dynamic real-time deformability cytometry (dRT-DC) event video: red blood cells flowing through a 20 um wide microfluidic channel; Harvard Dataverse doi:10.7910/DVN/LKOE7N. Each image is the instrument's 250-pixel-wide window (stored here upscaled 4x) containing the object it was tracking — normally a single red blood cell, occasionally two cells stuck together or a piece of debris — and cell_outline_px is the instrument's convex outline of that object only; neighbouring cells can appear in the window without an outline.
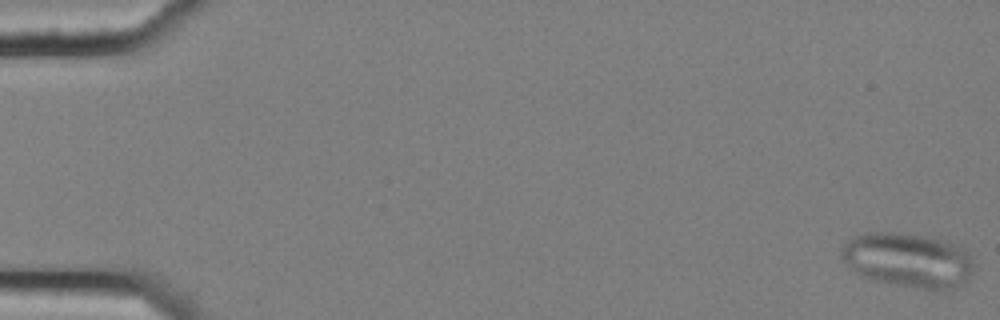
{"species": "common noctule bat (a hibernating species)", "species_latin": "Nyctalus noctula", "temperature_condition": "cold", "stored_images_in_passage": 5, "camera_frame_rate_fps": 3000, "um_per_image_px": 0.085, "animal": {"sex": "female", "body_mass_g": 25.1}, "frame": {"image": 1, "passage_image": 1, "time_ms": 0.0, "image_size_px": [1000, 320], "cell_outline_px": [[972, 272], [968, 280], [956, 288], [948, 292], [916, 288], [872, 280], [860, 276], [848, 268], [840, 256], [840, 248], [852, 236], [864, 232], [896, 232], [932, 236], [948, 240], [964, 248], [972, 256]], "centroid_in_image_um": [77.19, 22.11], "position_along_channel_um": 7.8, "area_um2": 43.47}}